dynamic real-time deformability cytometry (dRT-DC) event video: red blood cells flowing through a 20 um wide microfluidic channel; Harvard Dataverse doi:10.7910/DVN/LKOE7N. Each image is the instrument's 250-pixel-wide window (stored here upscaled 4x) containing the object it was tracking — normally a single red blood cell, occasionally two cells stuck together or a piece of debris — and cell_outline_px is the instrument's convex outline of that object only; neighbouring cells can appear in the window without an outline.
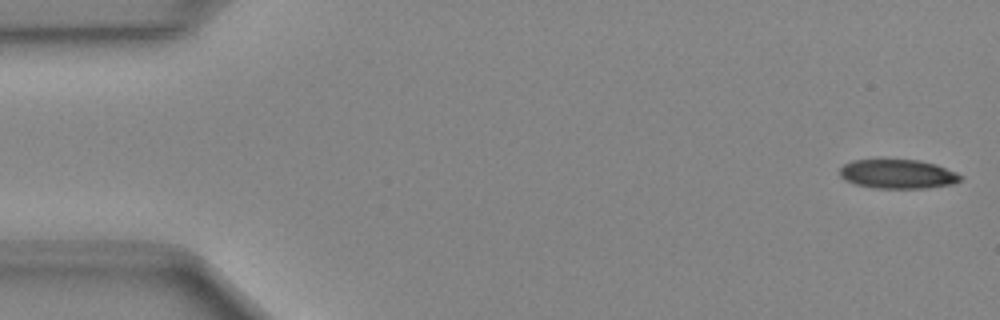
{"species": "Egyptian fruit bat (a non-hibernating species)", "species_latin": "Rousettus aegyptiacus", "temperature_condition": "cold", "stored_images_in_passage": 48, "camera_frame_rate_fps": 3000, "um_per_image_px": 0.085, "animal": {"sex": "female"}, "frame": {"image": 1, "passage_image": 1, "time_ms": 0.0, "image_size_px": [1000, 320], "cell_outline_px": [[964, 176], [960, 180], [952, 184], [928, 188], [876, 188], [856, 184], [844, 180], [840, 176], [840, 168], [844, 164], [852, 160], [920, 160], [936, 164], [956, 172]], "centroid_in_image_um": [76.32, 14.79], "position_along_channel_um": 8.7, "area_um2": 20.52}}
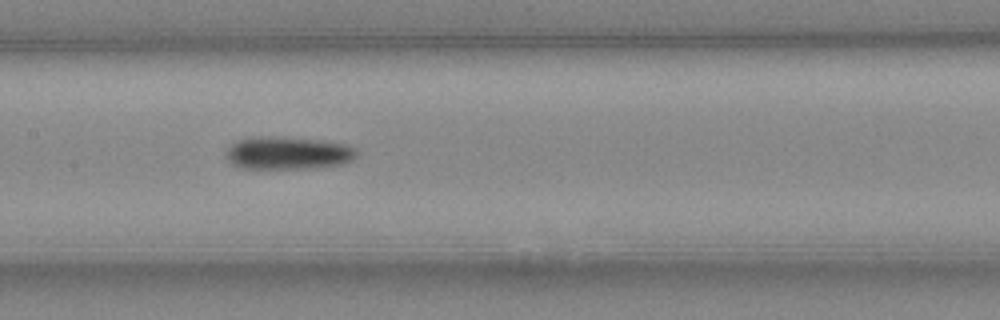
{"frame": {"image": 2, "passage_image": 23, "time_ms": 7.333, "image_size_px": [1000, 320], "cell_outline_px": [[356, 156], [352, 160], [344, 164], [312, 168], [240, 168], [232, 164], [224, 156], [224, 152], [236, 140], [252, 136], [268, 136], [316, 140], [344, 144], [356, 148]], "centroid_in_image_um": [24.42, 13.01], "position_along_channel_um": 183.0, "area_um2": 24.97}}
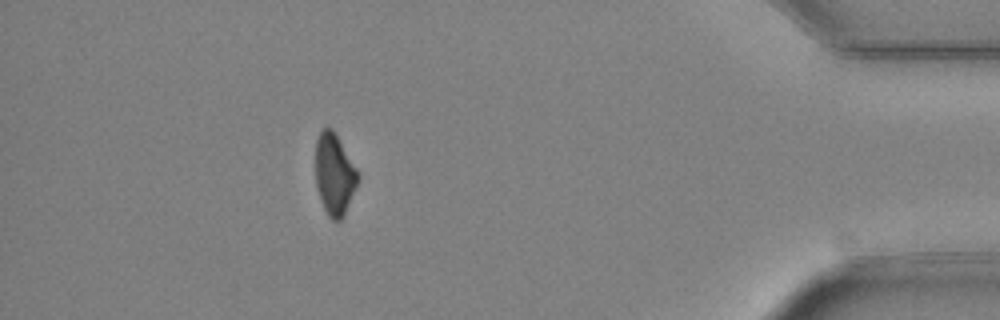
{"frame": {"image": 3, "passage_image": 43, "time_ms": 14.0, "image_size_px": [1000, 320], "cell_outline_px": [[360, 180], [344, 216], [340, 220], [332, 220], [328, 216], [320, 200], [316, 188], [316, 140], [320, 132], [324, 128], [332, 128], [356, 168], [360, 176]], "centroid_in_image_um": [28.43, 14.86], "position_along_channel_um": 406.8, "area_um2": 20.11}}